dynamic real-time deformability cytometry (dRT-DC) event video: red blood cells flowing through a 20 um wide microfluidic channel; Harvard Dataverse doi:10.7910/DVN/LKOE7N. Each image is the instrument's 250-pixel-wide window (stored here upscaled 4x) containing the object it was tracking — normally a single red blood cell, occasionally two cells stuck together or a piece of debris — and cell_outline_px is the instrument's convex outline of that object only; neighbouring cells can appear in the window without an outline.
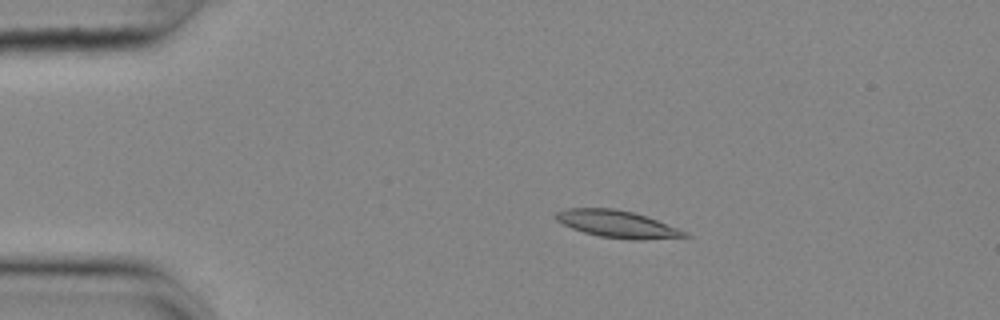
{"species": "common noctule bat (a hibernating species)", "species_latin": "Nyctalus noctula", "temperature_condition": "cold", "stored_images_in_passage": 55, "camera_frame_rate_fps": 3000, "um_per_image_px": 0.085, "animal": {"sex": "female", "body_mass_g": 25.1}, "frame": {"image": 1, "passage_image": 10, "time_ms": 3.0, "image_size_px": [1000, 320], "cell_outline_px": [[692, 236], [640, 240], [632, 240], [600, 236], [584, 232], [572, 228], [556, 220], [552, 216], [556, 212], [568, 208], [616, 208], [648, 216], [688, 232]], "centroid_in_image_um": [52.48, 19.04], "position_along_channel_um": 32.5, "area_um2": 20.46}}
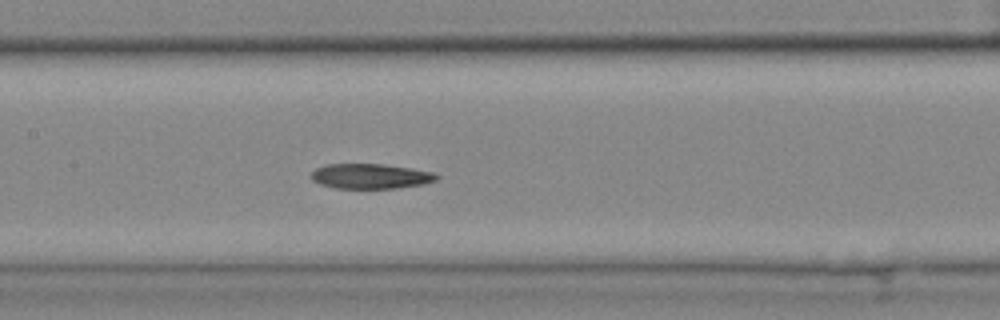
{"frame": {"image": 2, "passage_image": 26, "time_ms": 8.333, "image_size_px": [1000, 320], "cell_outline_px": [[440, 176], [436, 180], [424, 184], [396, 188], [336, 188], [320, 184], [312, 180], [312, 172], [316, 168], [324, 164], [384, 164], [432, 172]], "centroid_in_image_um": [31.48, 14.98], "position_along_channel_um": 175.9, "area_um2": 18.15}}
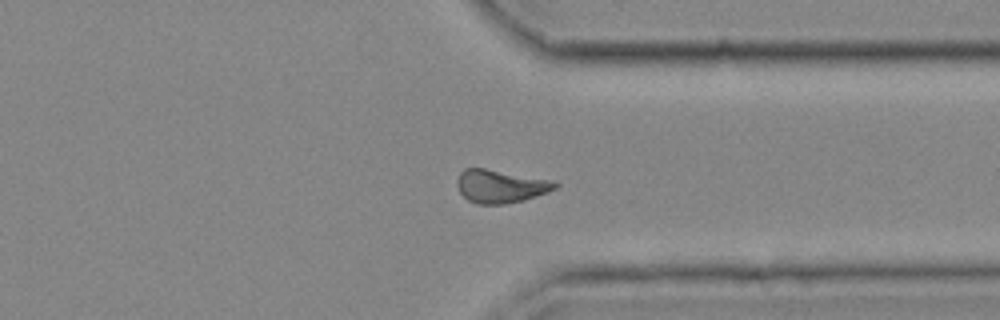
{"frame": {"image": 3, "passage_image": 42, "time_ms": 13.667, "image_size_px": [1000, 320], "cell_outline_px": [[560, 184], [556, 188], [548, 192], [524, 200], [504, 204], [476, 204], [468, 200], [460, 192], [456, 184], [456, 180], [460, 172], [464, 168], [484, 168], [556, 180]], "centroid_in_image_um": [42.57, 15.82], "position_along_channel_um": 368.8, "area_um2": 19.19}, "authors_computed_cell_mechanics": {"area_um2": 19.074, "velocity_mm_per_s": 3.6151, "shape_relaxation_time_tau1_ms": null, "shape_relaxation_time_tau2_ms": 10.8331, "deformation_change_tau1": null, "deformation_change_tau2": 0.1886}}